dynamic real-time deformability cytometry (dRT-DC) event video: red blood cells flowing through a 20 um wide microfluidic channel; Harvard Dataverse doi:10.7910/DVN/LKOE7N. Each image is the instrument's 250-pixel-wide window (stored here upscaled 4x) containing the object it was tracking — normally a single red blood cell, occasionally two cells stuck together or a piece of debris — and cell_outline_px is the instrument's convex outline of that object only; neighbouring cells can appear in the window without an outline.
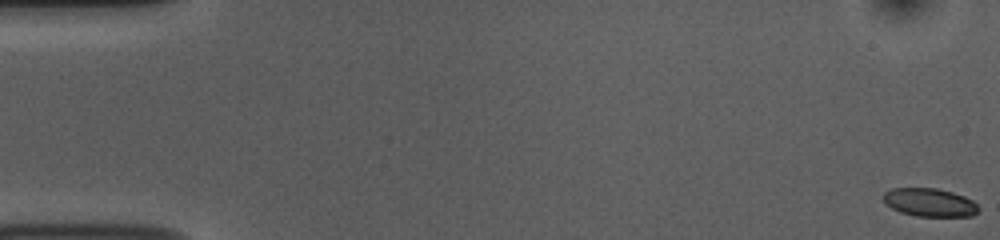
{"species": "common noctule bat (a hibernating species)", "species_latin": "Nyctalus noctula", "temperature_condition": "room temperature", "stored_images_in_passage": 54, "camera_frame_rate_fps": 3000, "um_per_image_px": 0.085, "animal": {"sex": "female", "body_mass_g": 10.0, "forearm_length_mm": 53.1}, "frame": {"image": 1, "passage_image": 1, "time_ms": 0.0, "image_size_px": [1000, 240], "cell_outline_px": [[980, 208], [972, 216], [916, 216], [900, 212], [884, 204], [880, 196], [884, 192], [892, 188], [936, 188], [952, 192], [964, 196], [972, 200]], "centroid_in_image_um": [78.96, 17.2], "position_along_channel_um": 6.0, "area_um2": 15.84}}
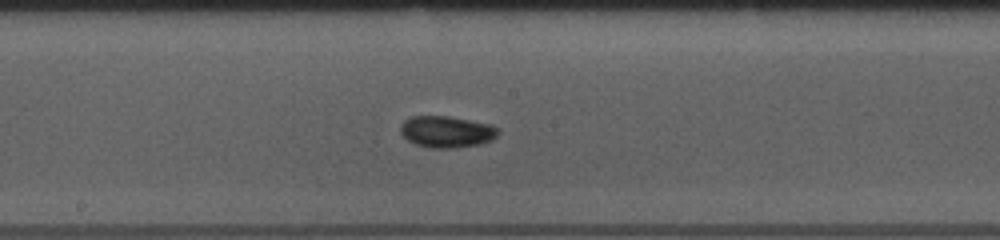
{"frame": {"image": 2, "passage_image": 29, "time_ms": 9.333, "image_size_px": [1000, 240], "cell_outline_px": [[500, 132], [492, 140], [480, 144], [452, 148], [432, 148], [416, 144], [408, 140], [400, 132], [400, 124], [404, 120], [412, 116], [448, 116], [492, 124]], "centroid_in_image_um": [37.96, 11.19], "position_along_channel_um": 210.2, "area_um2": 17.98}}
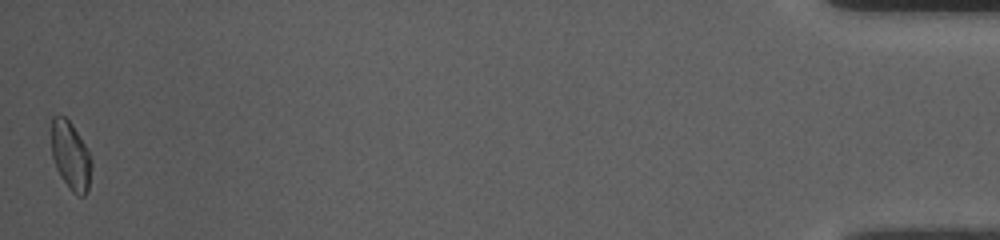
{"frame": {"image": 3, "passage_image": 54, "time_ms": 17.667, "image_size_px": [1000, 240], "cell_outline_px": [[92, 164], [88, 188], [84, 196], [76, 196], [72, 192], [60, 176], [56, 168], [52, 156], [52, 116], [64, 116], [72, 124], [88, 148]], "centroid_in_image_um": [6.01, 13.25], "position_along_channel_um": 429.2, "area_um2": 15.95}, "authors_computed_cell_mechanics": {"area_um2": 16.6464, "velocity_mm_per_s": 3.7432, "shape_relaxation_time_tau1_ms": 4.1692, "shape_relaxation_time_tau2_ms": 1.5679, "deformation_change_tau1": 0.0782, "deformation_change_tau2": 0.0463}}